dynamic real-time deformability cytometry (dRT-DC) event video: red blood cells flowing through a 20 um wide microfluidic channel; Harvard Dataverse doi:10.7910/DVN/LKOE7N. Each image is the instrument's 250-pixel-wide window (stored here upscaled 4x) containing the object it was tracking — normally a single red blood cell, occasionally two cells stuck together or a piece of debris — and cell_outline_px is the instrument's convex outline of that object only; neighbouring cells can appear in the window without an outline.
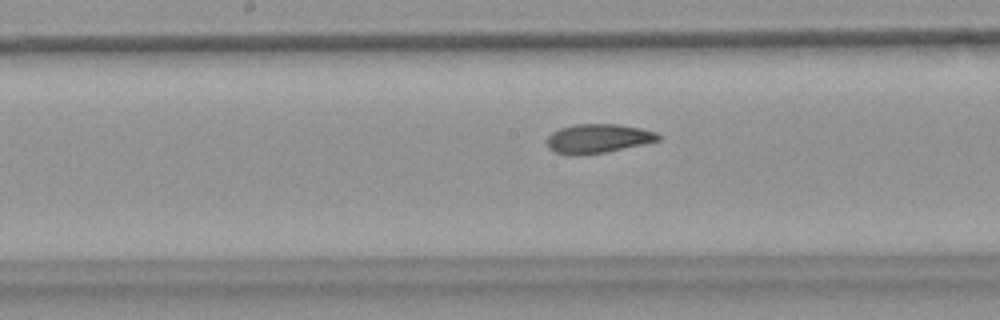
{"species": "common noctule bat (a hibernating species)", "species_latin": "Nyctalus noctula", "temperature_condition": "warm", "stored_images_in_passage": 36, "camera_frame_rate_fps": 3000, "um_per_image_px": 0.085, "animal": {"sex": "female", "body_mass_g": 18.4}, "frame": {"image": 1, "passage_image": 21, "time_ms": 6.667, "image_size_px": [1000, 320], "cell_outline_px": [[660, 140], [608, 152], [584, 156], [568, 156], [556, 152], [548, 148], [544, 140], [552, 132], [560, 128], [576, 124], [616, 124], [640, 128], [656, 132], [660, 136]], "centroid_in_image_um": [50.77, 11.8], "position_along_channel_um": 197.4, "area_um2": 19.25}}